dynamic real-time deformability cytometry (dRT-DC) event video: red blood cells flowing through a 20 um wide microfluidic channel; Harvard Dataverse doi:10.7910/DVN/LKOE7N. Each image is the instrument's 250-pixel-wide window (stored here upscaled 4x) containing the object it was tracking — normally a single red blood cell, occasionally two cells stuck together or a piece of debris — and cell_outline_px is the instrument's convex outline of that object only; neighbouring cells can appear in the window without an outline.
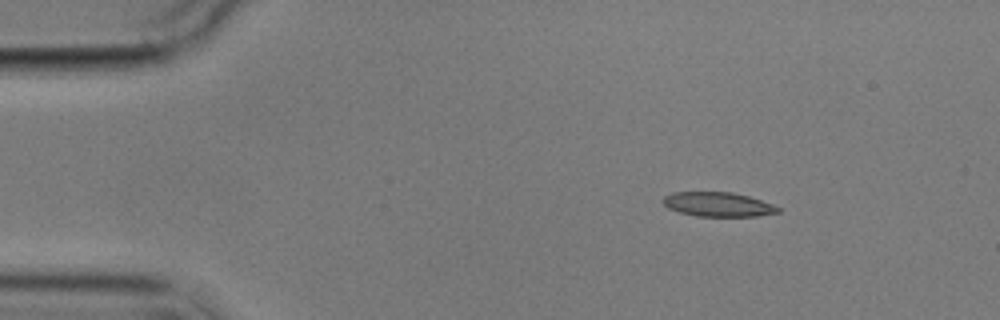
{"species": "common noctule bat (a hibernating species)", "species_latin": "Nyctalus noctula", "temperature_condition": "cold", "stored_images_in_passage": 9, "camera_frame_rate_fps": 3000, "um_per_image_px": 0.085, "animal": {"sex": "male", "body_mass_g": 17.9}, "frame": {"image": 1, "passage_image": 1, "time_ms": 0.0, "image_size_px": [1000, 320], "cell_outline_px": [[780, 212], [760, 216], [696, 216], [680, 212], [668, 208], [660, 200], [664, 196], [672, 192], [732, 192], [748, 196], [772, 204], [780, 208]], "centroid_in_image_um": [61.01, 17.37], "position_along_channel_um": 24.0, "area_um2": 16.36}}
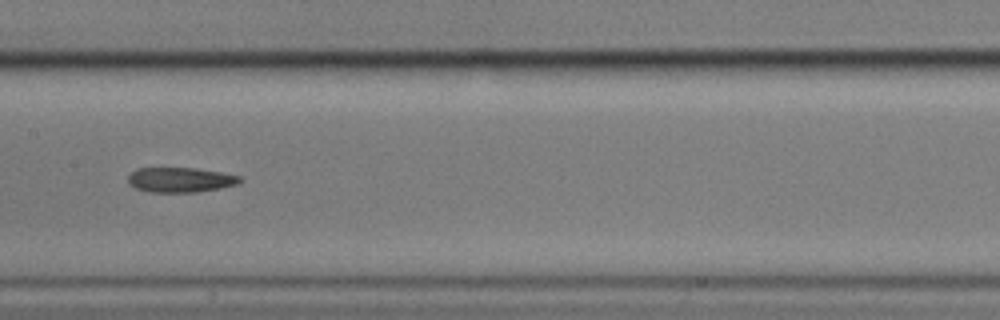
{"frame": {"image": 2, "passage_image": 6, "time_ms": 6.667, "image_size_px": [1000, 320], "cell_outline_px": [[244, 180], [236, 184], [220, 188], [196, 192], [148, 192], [136, 188], [128, 184], [128, 176], [136, 168], [196, 168], [220, 172], [240, 176]], "centroid_in_image_um": [15.31, 15.28], "position_along_channel_um": 192.1, "area_um2": 16.24}}
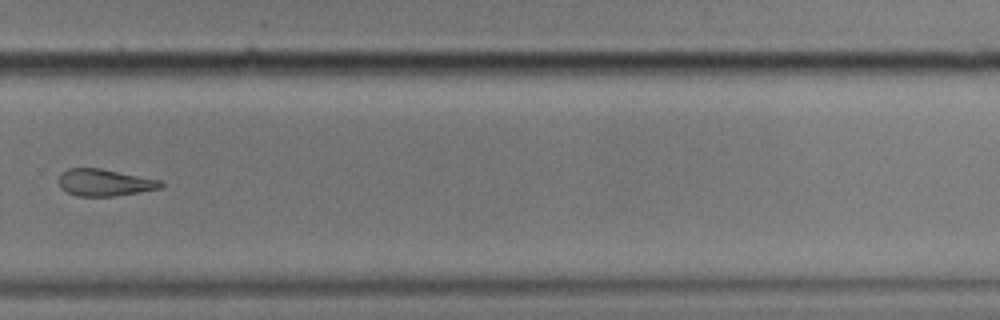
{"frame": {"image": 3, "passage_image": 9, "time_ms": 10.333, "image_size_px": [1000, 320], "cell_outline_px": [[164, 184], [160, 188], [112, 196], [76, 196], [60, 188], [56, 180], [60, 172], [68, 168], [100, 168], [160, 180]], "centroid_in_image_um": [8.79, 15.5], "position_along_channel_um": 321.0, "area_um2": 16.01}}